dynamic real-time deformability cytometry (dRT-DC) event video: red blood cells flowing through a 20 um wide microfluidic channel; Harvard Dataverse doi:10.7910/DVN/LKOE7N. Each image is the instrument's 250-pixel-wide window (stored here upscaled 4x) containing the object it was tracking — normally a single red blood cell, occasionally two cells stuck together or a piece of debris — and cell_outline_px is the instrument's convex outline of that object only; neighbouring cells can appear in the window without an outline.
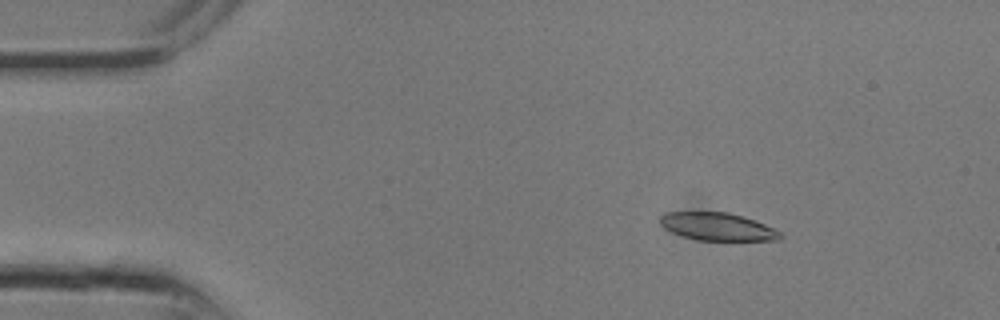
{"species": "common noctule bat (a hibernating species)", "species_latin": "Nyctalus noctula", "temperature_condition": "room temperature", "stored_images_in_passage": 8, "camera_frame_rate_fps": 3000, "um_per_image_px": 0.085, "animal": {"sex": "male", "body_mass_g": 13.3}, "frame": {"image": 1, "passage_image": 4, "time_ms": 1.0, "image_size_px": [1000, 320], "cell_outline_px": [[784, 236], [780, 240], [696, 240], [672, 232], [664, 228], [660, 224], [660, 216], [668, 212], [728, 212], [744, 216], [764, 224], [780, 232]], "centroid_in_image_um": [60.99, 19.26], "position_along_channel_um": 24.0, "area_um2": 19.36}}
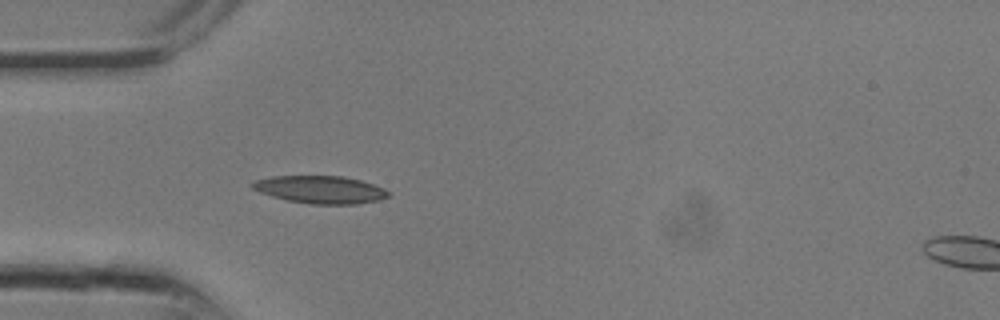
{"frame": {"image": 2, "passage_image": 8, "time_ms": 2.333, "image_size_px": [1000, 320], "cell_outline_px": [[392, 192], [388, 196], [380, 200], [356, 204], [308, 204], [288, 200], [272, 196], [260, 192], [252, 188], [252, 184], [256, 180], [272, 176], [344, 176], [360, 180], [384, 188]], "centroid_in_image_um": [27.27, 16.12], "position_along_channel_um": 57.7, "area_um2": 21.85}}